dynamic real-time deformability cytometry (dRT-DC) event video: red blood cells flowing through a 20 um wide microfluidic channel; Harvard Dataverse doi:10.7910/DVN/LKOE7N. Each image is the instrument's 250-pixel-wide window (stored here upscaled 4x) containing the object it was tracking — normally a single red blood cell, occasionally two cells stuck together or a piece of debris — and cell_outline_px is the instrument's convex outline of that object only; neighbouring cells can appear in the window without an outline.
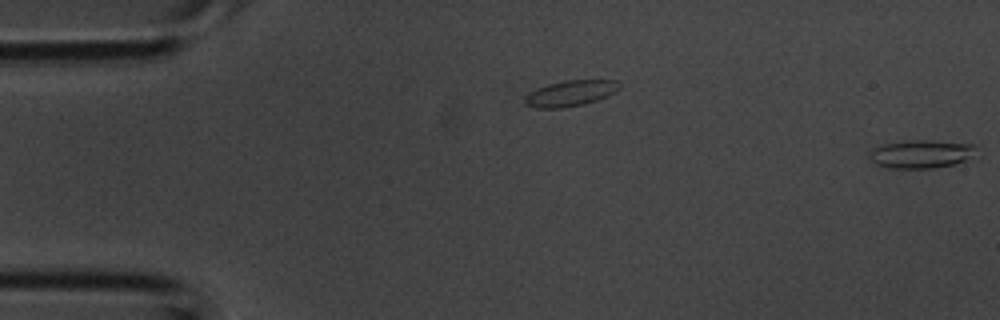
{"species": "common noctule bat (a hibernating species)", "species_latin": "Nyctalus noctula", "temperature_condition": "room temperature", "stored_images_in_passage": 4, "camera_frame_rate_fps": 3000, "um_per_image_px": 0.085, "animal": {"sex": "male", "body_mass_g": 20.1, "forearm_length_mm": 53.5}, "frame": {"image": 1, "passage_image": 1, "time_ms": 0.0, "image_size_px": [1000, 320], "cell_outline_px": [[976, 144], [968, 156], [964, 160], [956, 164], [932, 168], [888, 168], [876, 164], [868, 156], [872, 148], [880, 144], [904, 140], [936, 140]], "centroid_in_image_um": [78.2, 13.07], "position_along_channel_um": 6.8, "area_um2": 17.57}}